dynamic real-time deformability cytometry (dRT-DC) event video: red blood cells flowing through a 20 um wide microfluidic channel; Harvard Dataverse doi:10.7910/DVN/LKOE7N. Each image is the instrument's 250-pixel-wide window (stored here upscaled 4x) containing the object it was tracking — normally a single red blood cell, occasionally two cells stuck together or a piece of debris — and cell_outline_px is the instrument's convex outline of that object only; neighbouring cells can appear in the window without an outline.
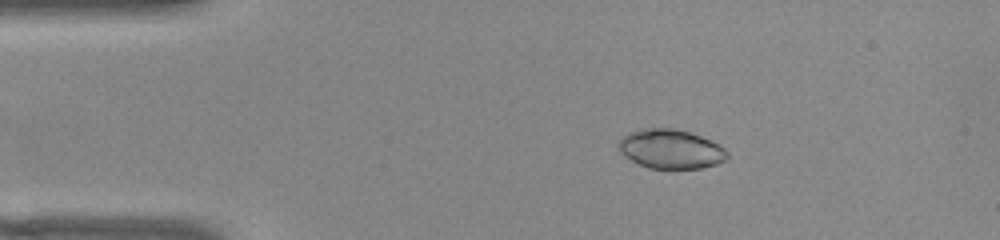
{"species": "common noctule bat (a hibernating species)", "species_latin": "Nyctalus noctula", "temperature_condition": "warm", "stored_images_in_passage": 52, "camera_frame_rate_fps": 3000, "um_per_image_px": 0.085, "animal": {"sex": "female", "body_mass_g": 22.0, "forearm_length_mm": 56.7}, "frame": {"image": 1, "passage_image": 8, "time_ms": 2.333, "image_size_px": [1000, 240], "cell_outline_px": [[728, 160], [716, 164], [700, 168], [648, 168], [624, 156], [620, 152], [616, 144], [628, 132], [644, 128], [676, 128], [712, 140], [724, 148], [728, 152]], "centroid_in_image_um": [57.01, 12.66], "position_along_channel_um": 28.0, "area_um2": 24.91}}
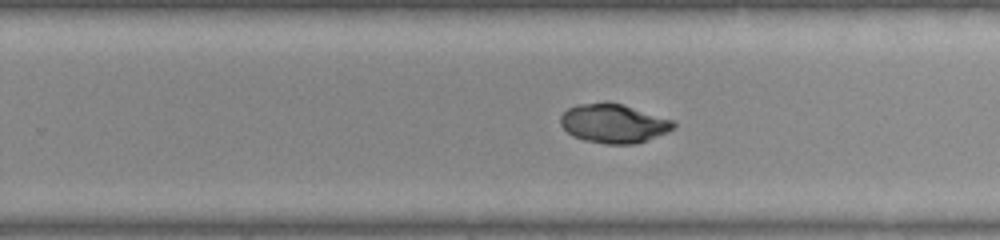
{"frame": {"image": 2, "passage_image": 32, "time_ms": 10.333, "image_size_px": [1000, 240], "cell_outline_px": [[676, 128], [668, 132], [636, 144], [604, 144], [584, 140], [572, 136], [560, 124], [560, 116], [568, 108], [580, 104], [604, 100], [608, 100], [624, 104], [672, 120], [676, 124]], "centroid_in_image_um": [52.15, 10.47], "position_along_channel_um": 277.7, "area_um2": 26.07}}
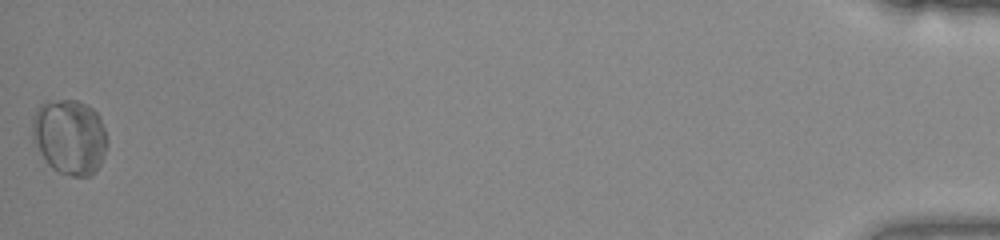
{"frame": {"image": 3, "passage_image": 52, "time_ms": 17.0, "image_size_px": [1000, 240], "cell_outline_px": [[108, 140], [100, 164], [96, 172], [88, 176], [72, 176], [60, 172], [52, 168], [48, 164], [32, 140], [32, 116], [36, 108], [40, 104], [60, 100], [76, 100], [92, 108], [100, 116]], "centroid_in_image_um": [5.91, 11.63], "position_along_channel_um": 429.3, "area_um2": 32.83}, "authors_computed_cell_mechanics": {"area_um2": 25.9233, "velocity_mm_per_s": 3.796, "shape_relaxation_time_tau1_ms": 4.1088, "shape_relaxation_time_tau2_ms": 0.8395, "deformation_change_tau1": 0.152, "deformation_change_tau2": 0.0337}}